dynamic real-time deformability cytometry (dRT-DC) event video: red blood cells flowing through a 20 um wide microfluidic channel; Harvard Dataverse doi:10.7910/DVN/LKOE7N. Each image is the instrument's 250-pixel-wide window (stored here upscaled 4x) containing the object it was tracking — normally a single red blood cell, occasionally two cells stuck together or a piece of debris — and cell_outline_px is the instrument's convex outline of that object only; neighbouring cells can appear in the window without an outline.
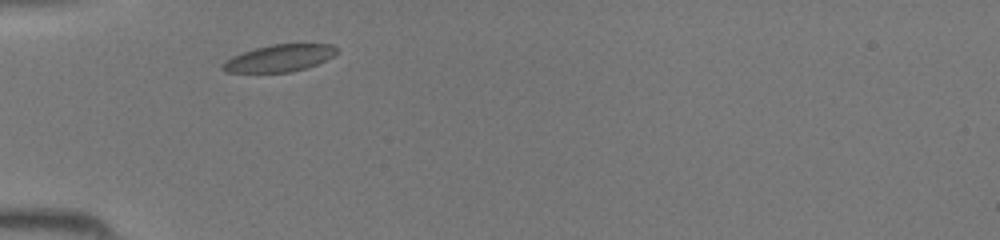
{"species": "common noctule bat (a hibernating species)", "species_latin": "Nyctalus noctula", "temperature_condition": "room temperature", "stored_images_in_passage": 31, "camera_frame_rate_fps": 3000, "um_per_image_px": 0.085, "animal": {"sex": "female", "body_mass_g": 19.5, "forearm_length_mm": 54.1}, "frame": {"image": 1, "passage_image": 1, "time_ms": 0.0, "image_size_px": [1000, 240], "cell_outline_px": [[336, 52], [332, 56], [316, 64], [292, 72], [224, 72], [220, 68], [220, 64], [224, 60], [232, 56], [256, 48], [272, 44], [332, 44], [336, 48]], "centroid_in_image_um": [23.67, 4.95], "position_along_channel_um": 61.3, "area_um2": 17.8}}
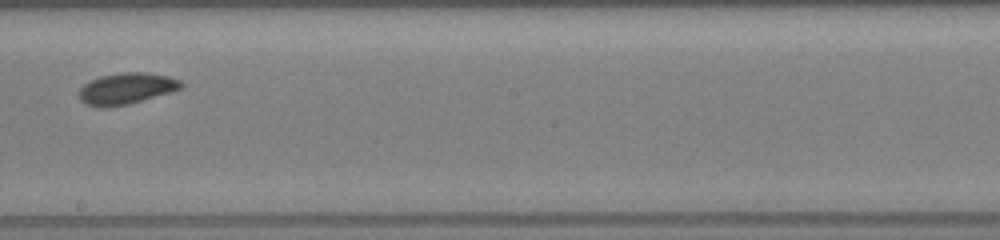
{"frame": {"image": 2, "passage_image": 13, "time_ms": 4.0, "image_size_px": [1000, 240], "cell_outline_px": [[184, 88], [172, 92], [128, 104], [108, 108], [100, 108], [84, 104], [80, 100], [80, 88], [84, 84], [100, 76], [124, 72], [144, 72], [168, 76], [180, 80], [184, 84]], "centroid_in_image_um": [10.76, 7.54], "position_along_channel_um": 237.4, "area_um2": 18.79}}
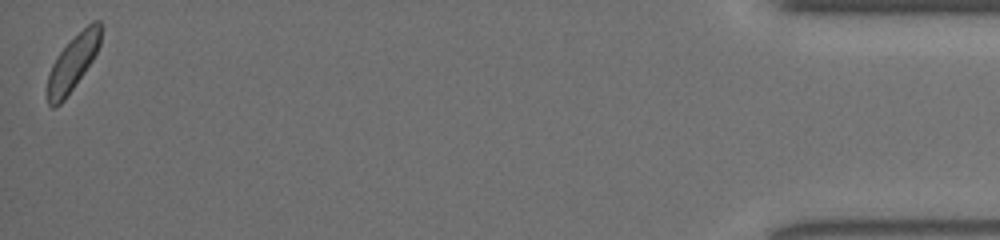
{"frame": {"image": 3, "passage_image": 31, "time_ms": 10.0, "image_size_px": [1000, 240], "cell_outline_px": [[104, 28], [100, 44], [92, 60], [84, 72], [64, 100], [60, 104], [52, 108], [48, 104], [48, 76], [52, 64], [56, 56], [92, 20], [100, 20]], "centroid_in_image_um": [6.23, 5.3], "position_along_channel_um": 429.0, "area_um2": 16.94}}